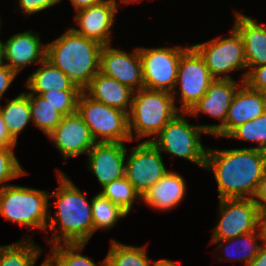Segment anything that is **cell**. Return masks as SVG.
Instances as JSON below:
<instances>
[{
  "label": "cell",
  "instance_id": "cell-41",
  "mask_svg": "<svg viewBox=\"0 0 266 266\" xmlns=\"http://www.w3.org/2000/svg\"><path fill=\"white\" fill-rule=\"evenodd\" d=\"M76 12L84 8L99 4L105 0H70Z\"/></svg>",
  "mask_w": 266,
  "mask_h": 266
},
{
  "label": "cell",
  "instance_id": "cell-39",
  "mask_svg": "<svg viewBox=\"0 0 266 266\" xmlns=\"http://www.w3.org/2000/svg\"><path fill=\"white\" fill-rule=\"evenodd\" d=\"M17 142L8 133L5 122L0 113V146L15 147Z\"/></svg>",
  "mask_w": 266,
  "mask_h": 266
},
{
  "label": "cell",
  "instance_id": "cell-13",
  "mask_svg": "<svg viewBox=\"0 0 266 266\" xmlns=\"http://www.w3.org/2000/svg\"><path fill=\"white\" fill-rule=\"evenodd\" d=\"M100 72L116 79L134 91L144 88L139 47L131 53L103 45L100 52Z\"/></svg>",
  "mask_w": 266,
  "mask_h": 266
},
{
  "label": "cell",
  "instance_id": "cell-29",
  "mask_svg": "<svg viewBox=\"0 0 266 266\" xmlns=\"http://www.w3.org/2000/svg\"><path fill=\"white\" fill-rule=\"evenodd\" d=\"M29 104L32 124L48 136L60 123L63 115L38 94L29 93Z\"/></svg>",
  "mask_w": 266,
  "mask_h": 266
},
{
  "label": "cell",
  "instance_id": "cell-25",
  "mask_svg": "<svg viewBox=\"0 0 266 266\" xmlns=\"http://www.w3.org/2000/svg\"><path fill=\"white\" fill-rule=\"evenodd\" d=\"M41 251L42 248L36 246L30 237H23L14 244L1 245L0 266H35V262L42 255Z\"/></svg>",
  "mask_w": 266,
  "mask_h": 266
},
{
  "label": "cell",
  "instance_id": "cell-2",
  "mask_svg": "<svg viewBox=\"0 0 266 266\" xmlns=\"http://www.w3.org/2000/svg\"><path fill=\"white\" fill-rule=\"evenodd\" d=\"M58 175V190L54 191L52 195L56 198L54 200V207L58 208L54 212L55 218L49 216L48 227L54 233L51 241L47 240L52 245L62 243H88L94 234L92 207L86 199L85 195L78 187L67 177L66 174L57 170ZM58 224V228L56 227Z\"/></svg>",
  "mask_w": 266,
  "mask_h": 266
},
{
  "label": "cell",
  "instance_id": "cell-17",
  "mask_svg": "<svg viewBox=\"0 0 266 266\" xmlns=\"http://www.w3.org/2000/svg\"><path fill=\"white\" fill-rule=\"evenodd\" d=\"M116 0H105L99 4L77 11L74 16L79 29H72L86 37L99 42L102 45H110L111 28L114 26L115 13H118Z\"/></svg>",
  "mask_w": 266,
  "mask_h": 266
},
{
  "label": "cell",
  "instance_id": "cell-31",
  "mask_svg": "<svg viewBox=\"0 0 266 266\" xmlns=\"http://www.w3.org/2000/svg\"><path fill=\"white\" fill-rule=\"evenodd\" d=\"M102 188L99 193L118 205L127 214L131 211L136 199L139 198L141 200L142 198L125 176L110 182Z\"/></svg>",
  "mask_w": 266,
  "mask_h": 266
},
{
  "label": "cell",
  "instance_id": "cell-7",
  "mask_svg": "<svg viewBox=\"0 0 266 266\" xmlns=\"http://www.w3.org/2000/svg\"><path fill=\"white\" fill-rule=\"evenodd\" d=\"M77 113L96 143L131 141L126 112L97 102L82 91L77 101Z\"/></svg>",
  "mask_w": 266,
  "mask_h": 266
},
{
  "label": "cell",
  "instance_id": "cell-1",
  "mask_svg": "<svg viewBox=\"0 0 266 266\" xmlns=\"http://www.w3.org/2000/svg\"><path fill=\"white\" fill-rule=\"evenodd\" d=\"M214 174L220 199H253L266 171V151L207 148L205 167Z\"/></svg>",
  "mask_w": 266,
  "mask_h": 266
},
{
  "label": "cell",
  "instance_id": "cell-24",
  "mask_svg": "<svg viewBox=\"0 0 266 266\" xmlns=\"http://www.w3.org/2000/svg\"><path fill=\"white\" fill-rule=\"evenodd\" d=\"M7 104L0 105V113L10 136L17 142L18 135L31 121L29 93L22 92L14 99L7 100Z\"/></svg>",
  "mask_w": 266,
  "mask_h": 266
},
{
  "label": "cell",
  "instance_id": "cell-36",
  "mask_svg": "<svg viewBox=\"0 0 266 266\" xmlns=\"http://www.w3.org/2000/svg\"><path fill=\"white\" fill-rule=\"evenodd\" d=\"M62 0H19V6L25 15H32L46 10Z\"/></svg>",
  "mask_w": 266,
  "mask_h": 266
},
{
  "label": "cell",
  "instance_id": "cell-21",
  "mask_svg": "<svg viewBox=\"0 0 266 266\" xmlns=\"http://www.w3.org/2000/svg\"><path fill=\"white\" fill-rule=\"evenodd\" d=\"M91 99L129 114L134 90L100 71L82 90Z\"/></svg>",
  "mask_w": 266,
  "mask_h": 266
},
{
  "label": "cell",
  "instance_id": "cell-34",
  "mask_svg": "<svg viewBox=\"0 0 266 266\" xmlns=\"http://www.w3.org/2000/svg\"><path fill=\"white\" fill-rule=\"evenodd\" d=\"M15 147L0 146V185L1 188L10 185L4 184L11 179L20 177L27 172L22 169L17 157L12 151Z\"/></svg>",
  "mask_w": 266,
  "mask_h": 266
},
{
  "label": "cell",
  "instance_id": "cell-10",
  "mask_svg": "<svg viewBox=\"0 0 266 266\" xmlns=\"http://www.w3.org/2000/svg\"><path fill=\"white\" fill-rule=\"evenodd\" d=\"M213 81L203 57L192 45L188 46L179 60L176 86L181 92V107L178 111L189 112L206 94Z\"/></svg>",
  "mask_w": 266,
  "mask_h": 266
},
{
  "label": "cell",
  "instance_id": "cell-30",
  "mask_svg": "<svg viewBox=\"0 0 266 266\" xmlns=\"http://www.w3.org/2000/svg\"><path fill=\"white\" fill-rule=\"evenodd\" d=\"M91 203L94 233L100 229L109 230L116 225L120 218L128 215L118 205L103 197L100 193L91 199Z\"/></svg>",
  "mask_w": 266,
  "mask_h": 266
},
{
  "label": "cell",
  "instance_id": "cell-3",
  "mask_svg": "<svg viewBox=\"0 0 266 266\" xmlns=\"http://www.w3.org/2000/svg\"><path fill=\"white\" fill-rule=\"evenodd\" d=\"M46 45V59L81 90L100 71V52L103 45L76 33L72 28Z\"/></svg>",
  "mask_w": 266,
  "mask_h": 266
},
{
  "label": "cell",
  "instance_id": "cell-33",
  "mask_svg": "<svg viewBox=\"0 0 266 266\" xmlns=\"http://www.w3.org/2000/svg\"><path fill=\"white\" fill-rule=\"evenodd\" d=\"M82 90H56L42 93L40 96L56 108L63 116L77 112V101Z\"/></svg>",
  "mask_w": 266,
  "mask_h": 266
},
{
  "label": "cell",
  "instance_id": "cell-45",
  "mask_svg": "<svg viewBox=\"0 0 266 266\" xmlns=\"http://www.w3.org/2000/svg\"><path fill=\"white\" fill-rule=\"evenodd\" d=\"M136 1H138V0H121V2H123V3L136 2ZM139 1H140V0H139Z\"/></svg>",
  "mask_w": 266,
  "mask_h": 266
},
{
  "label": "cell",
  "instance_id": "cell-8",
  "mask_svg": "<svg viewBox=\"0 0 266 266\" xmlns=\"http://www.w3.org/2000/svg\"><path fill=\"white\" fill-rule=\"evenodd\" d=\"M187 47H139L142 62L144 88L172 93L174 103L177 73L181 54Z\"/></svg>",
  "mask_w": 266,
  "mask_h": 266
},
{
  "label": "cell",
  "instance_id": "cell-43",
  "mask_svg": "<svg viewBox=\"0 0 266 266\" xmlns=\"http://www.w3.org/2000/svg\"><path fill=\"white\" fill-rule=\"evenodd\" d=\"M153 266H178L175 262L169 259H160L153 262Z\"/></svg>",
  "mask_w": 266,
  "mask_h": 266
},
{
  "label": "cell",
  "instance_id": "cell-14",
  "mask_svg": "<svg viewBox=\"0 0 266 266\" xmlns=\"http://www.w3.org/2000/svg\"><path fill=\"white\" fill-rule=\"evenodd\" d=\"M242 83L233 79H214L206 94L187 112V115L195 117L201 112L221 120L219 124L200 125L208 134L215 135L225 125L232 98Z\"/></svg>",
  "mask_w": 266,
  "mask_h": 266
},
{
  "label": "cell",
  "instance_id": "cell-26",
  "mask_svg": "<svg viewBox=\"0 0 266 266\" xmlns=\"http://www.w3.org/2000/svg\"><path fill=\"white\" fill-rule=\"evenodd\" d=\"M259 239L261 240L262 238H261V234L258 228L257 230L253 232H249V233L237 236L235 238H230L226 240H211V243L213 244V243L222 241L220 245H218L217 248H220L223 245L231 244L227 246L226 248H224L223 252L225 253L226 256L227 255L229 256V257L227 256L228 259L224 261L244 260L245 261L244 266H247L258 255L259 249L262 246V241H259ZM258 241L260 242V245L256 244ZM237 255H239L237 258L232 257V256H237Z\"/></svg>",
  "mask_w": 266,
  "mask_h": 266
},
{
  "label": "cell",
  "instance_id": "cell-22",
  "mask_svg": "<svg viewBox=\"0 0 266 266\" xmlns=\"http://www.w3.org/2000/svg\"><path fill=\"white\" fill-rule=\"evenodd\" d=\"M185 194L186 184L183 177L169 170L144 193L141 200L155 210L167 211L179 205Z\"/></svg>",
  "mask_w": 266,
  "mask_h": 266
},
{
  "label": "cell",
  "instance_id": "cell-32",
  "mask_svg": "<svg viewBox=\"0 0 266 266\" xmlns=\"http://www.w3.org/2000/svg\"><path fill=\"white\" fill-rule=\"evenodd\" d=\"M226 138L256 142L258 146L255 148L266 151V111L235 128Z\"/></svg>",
  "mask_w": 266,
  "mask_h": 266
},
{
  "label": "cell",
  "instance_id": "cell-15",
  "mask_svg": "<svg viewBox=\"0 0 266 266\" xmlns=\"http://www.w3.org/2000/svg\"><path fill=\"white\" fill-rule=\"evenodd\" d=\"M62 154L63 160L87 154L96 143L88 126L76 112L63 116L57 127L47 136Z\"/></svg>",
  "mask_w": 266,
  "mask_h": 266
},
{
  "label": "cell",
  "instance_id": "cell-38",
  "mask_svg": "<svg viewBox=\"0 0 266 266\" xmlns=\"http://www.w3.org/2000/svg\"><path fill=\"white\" fill-rule=\"evenodd\" d=\"M17 73L10 69L7 65L0 68V100L4 93L14 81Z\"/></svg>",
  "mask_w": 266,
  "mask_h": 266
},
{
  "label": "cell",
  "instance_id": "cell-44",
  "mask_svg": "<svg viewBox=\"0 0 266 266\" xmlns=\"http://www.w3.org/2000/svg\"><path fill=\"white\" fill-rule=\"evenodd\" d=\"M4 60H5V50L3 42L0 40V68L6 65V63H4Z\"/></svg>",
  "mask_w": 266,
  "mask_h": 266
},
{
  "label": "cell",
  "instance_id": "cell-19",
  "mask_svg": "<svg viewBox=\"0 0 266 266\" xmlns=\"http://www.w3.org/2000/svg\"><path fill=\"white\" fill-rule=\"evenodd\" d=\"M40 39L39 33L29 30L8 38L3 42L6 65L18 74L24 67L44 61L47 45Z\"/></svg>",
  "mask_w": 266,
  "mask_h": 266
},
{
  "label": "cell",
  "instance_id": "cell-27",
  "mask_svg": "<svg viewBox=\"0 0 266 266\" xmlns=\"http://www.w3.org/2000/svg\"><path fill=\"white\" fill-rule=\"evenodd\" d=\"M61 244L51 246L52 253L45 258L48 266H106V258L96 265L91 258L80 254L86 243Z\"/></svg>",
  "mask_w": 266,
  "mask_h": 266
},
{
  "label": "cell",
  "instance_id": "cell-16",
  "mask_svg": "<svg viewBox=\"0 0 266 266\" xmlns=\"http://www.w3.org/2000/svg\"><path fill=\"white\" fill-rule=\"evenodd\" d=\"M88 166L101 187L125 176L127 149L125 143H95L87 153Z\"/></svg>",
  "mask_w": 266,
  "mask_h": 266
},
{
  "label": "cell",
  "instance_id": "cell-11",
  "mask_svg": "<svg viewBox=\"0 0 266 266\" xmlns=\"http://www.w3.org/2000/svg\"><path fill=\"white\" fill-rule=\"evenodd\" d=\"M126 158L125 177L141 197L169 171L160 150L152 142L136 145Z\"/></svg>",
  "mask_w": 266,
  "mask_h": 266
},
{
  "label": "cell",
  "instance_id": "cell-6",
  "mask_svg": "<svg viewBox=\"0 0 266 266\" xmlns=\"http://www.w3.org/2000/svg\"><path fill=\"white\" fill-rule=\"evenodd\" d=\"M178 112L159 132L152 142L160 152L184 158L205 167L207 148L201 143V134H208L200 125H191L184 118L187 112ZM183 115V117H182Z\"/></svg>",
  "mask_w": 266,
  "mask_h": 266
},
{
  "label": "cell",
  "instance_id": "cell-5",
  "mask_svg": "<svg viewBox=\"0 0 266 266\" xmlns=\"http://www.w3.org/2000/svg\"><path fill=\"white\" fill-rule=\"evenodd\" d=\"M51 195L44 190L7 185L0 188V215L29 229L47 230Z\"/></svg>",
  "mask_w": 266,
  "mask_h": 266
},
{
  "label": "cell",
  "instance_id": "cell-20",
  "mask_svg": "<svg viewBox=\"0 0 266 266\" xmlns=\"http://www.w3.org/2000/svg\"><path fill=\"white\" fill-rule=\"evenodd\" d=\"M234 28L242 36L248 71L242 75L245 81L250 68L266 64V26L235 11Z\"/></svg>",
  "mask_w": 266,
  "mask_h": 266
},
{
  "label": "cell",
  "instance_id": "cell-35",
  "mask_svg": "<svg viewBox=\"0 0 266 266\" xmlns=\"http://www.w3.org/2000/svg\"><path fill=\"white\" fill-rule=\"evenodd\" d=\"M244 82L266 96V64L250 69Z\"/></svg>",
  "mask_w": 266,
  "mask_h": 266
},
{
  "label": "cell",
  "instance_id": "cell-12",
  "mask_svg": "<svg viewBox=\"0 0 266 266\" xmlns=\"http://www.w3.org/2000/svg\"><path fill=\"white\" fill-rule=\"evenodd\" d=\"M218 210L211 240L235 238L258 229L260 212L253 199H220Z\"/></svg>",
  "mask_w": 266,
  "mask_h": 266
},
{
  "label": "cell",
  "instance_id": "cell-46",
  "mask_svg": "<svg viewBox=\"0 0 266 266\" xmlns=\"http://www.w3.org/2000/svg\"><path fill=\"white\" fill-rule=\"evenodd\" d=\"M40 266H48V265L46 264V260H44V262H43Z\"/></svg>",
  "mask_w": 266,
  "mask_h": 266
},
{
  "label": "cell",
  "instance_id": "cell-18",
  "mask_svg": "<svg viewBox=\"0 0 266 266\" xmlns=\"http://www.w3.org/2000/svg\"><path fill=\"white\" fill-rule=\"evenodd\" d=\"M266 111V96L243 82L236 90L228 110L225 125L215 134L227 137L235 128L254 120Z\"/></svg>",
  "mask_w": 266,
  "mask_h": 266
},
{
  "label": "cell",
  "instance_id": "cell-4",
  "mask_svg": "<svg viewBox=\"0 0 266 266\" xmlns=\"http://www.w3.org/2000/svg\"><path fill=\"white\" fill-rule=\"evenodd\" d=\"M171 92L141 88L134 91L128 127L131 141L133 130L137 141L157 136L162 128L179 112Z\"/></svg>",
  "mask_w": 266,
  "mask_h": 266
},
{
  "label": "cell",
  "instance_id": "cell-9",
  "mask_svg": "<svg viewBox=\"0 0 266 266\" xmlns=\"http://www.w3.org/2000/svg\"><path fill=\"white\" fill-rule=\"evenodd\" d=\"M205 60L214 79H233L228 74L247 68L242 36L233 27L228 38H215L192 45Z\"/></svg>",
  "mask_w": 266,
  "mask_h": 266
},
{
  "label": "cell",
  "instance_id": "cell-37",
  "mask_svg": "<svg viewBox=\"0 0 266 266\" xmlns=\"http://www.w3.org/2000/svg\"><path fill=\"white\" fill-rule=\"evenodd\" d=\"M254 203L257 205L260 213L266 212V171L261 178L257 191L253 197Z\"/></svg>",
  "mask_w": 266,
  "mask_h": 266
},
{
  "label": "cell",
  "instance_id": "cell-42",
  "mask_svg": "<svg viewBox=\"0 0 266 266\" xmlns=\"http://www.w3.org/2000/svg\"><path fill=\"white\" fill-rule=\"evenodd\" d=\"M262 244L266 245V212L259 214V225H258Z\"/></svg>",
  "mask_w": 266,
  "mask_h": 266
},
{
  "label": "cell",
  "instance_id": "cell-40",
  "mask_svg": "<svg viewBox=\"0 0 266 266\" xmlns=\"http://www.w3.org/2000/svg\"><path fill=\"white\" fill-rule=\"evenodd\" d=\"M247 266H266V245L262 244L258 255Z\"/></svg>",
  "mask_w": 266,
  "mask_h": 266
},
{
  "label": "cell",
  "instance_id": "cell-28",
  "mask_svg": "<svg viewBox=\"0 0 266 266\" xmlns=\"http://www.w3.org/2000/svg\"><path fill=\"white\" fill-rule=\"evenodd\" d=\"M106 266H153L147 257L146 246L135 247L111 240Z\"/></svg>",
  "mask_w": 266,
  "mask_h": 266
},
{
  "label": "cell",
  "instance_id": "cell-23",
  "mask_svg": "<svg viewBox=\"0 0 266 266\" xmlns=\"http://www.w3.org/2000/svg\"><path fill=\"white\" fill-rule=\"evenodd\" d=\"M42 66L28 76L25 86L33 94L41 95L44 92L56 90H81L58 67L45 59Z\"/></svg>",
  "mask_w": 266,
  "mask_h": 266
}]
</instances>
